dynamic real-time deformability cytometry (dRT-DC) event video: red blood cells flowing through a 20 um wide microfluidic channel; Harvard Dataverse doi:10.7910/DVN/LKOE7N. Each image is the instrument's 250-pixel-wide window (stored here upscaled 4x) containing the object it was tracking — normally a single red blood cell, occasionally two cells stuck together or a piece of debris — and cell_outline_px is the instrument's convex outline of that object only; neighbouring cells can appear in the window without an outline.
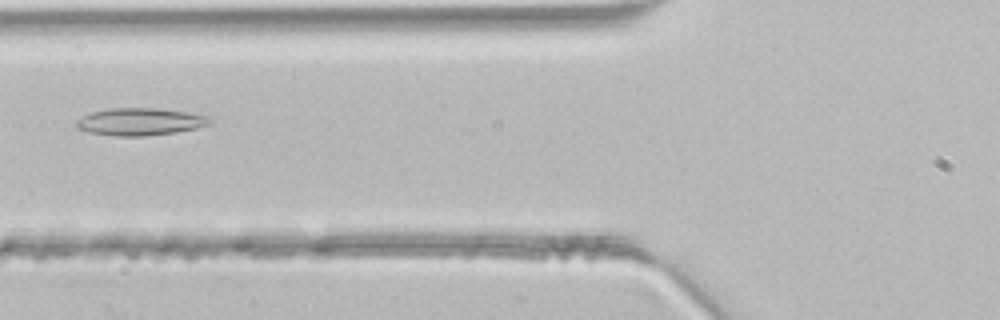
{"species": "common noctule bat (a hibernating species)", "species_latin": "Nyctalus noctula", "temperature_condition": "room temperature", "stored_images_in_passage": 33, "camera_frame_rate_fps": 3000, "um_per_image_px": 0.085, "animal": {"sex": "male", "body_mass_g": 21.5, "forearm_length_mm": 52.0}, "frame": {"image": 1, "passage_image": 5, "time_ms": 1.333, "image_size_px": [1000, 320], "cell_outline_px": [[212, 124], [196, 128], [176, 132], [144, 136], [116, 136], [88, 132], [76, 128], [76, 120], [92, 112], [108, 108], [156, 108], [188, 112], [212, 116]], "centroid_in_image_um": [11.95, 10.34], "position_along_channel_um": 113.9, "area_um2": 21.44}}
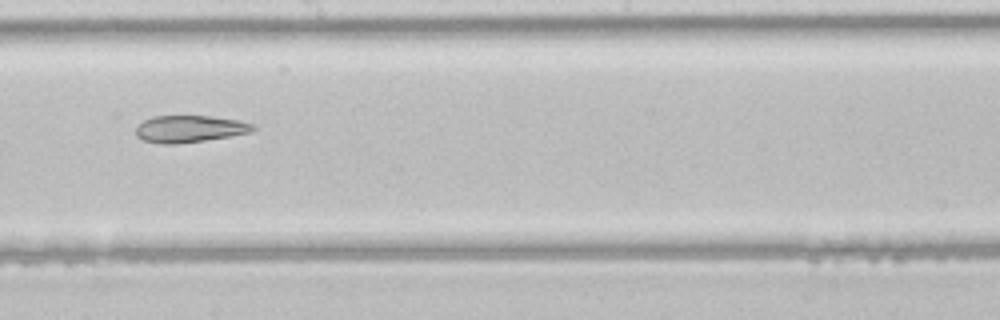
{"frame": {"image": 2, "passage_image": 13, "time_ms": 4.0, "image_size_px": [1000, 320], "cell_outline_px": [[256, 128], [252, 132], [204, 140], [176, 144], [160, 144], [144, 140], [136, 136], [136, 128], [144, 120], [152, 116], [208, 116], [240, 120], [256, 124]], "centroid_in_image_um": [16.14, 10.95], "position_along_channel_um": 232.1, "area_um2": 18.38}}
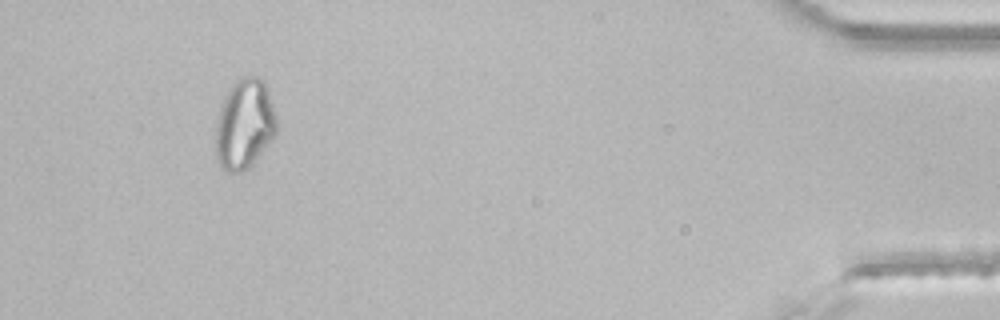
{"frame": {"image": 3, "passage_image": 30, "time_ms": 9.667, "image_size_px": [1000, 320], "cell_outline_px": [[276, 136], [252, 164], [244, 172], [228, 172], [216, 160], [216, 116], [220, 104], [232, 84], [240, 76], [260, 76], [264, 80], [268, 88], [276, 116]], "centroid_in_image_um": [20.78, 10.53], "position_along_channel_um": 414.4, "area_um2": 32.48}}